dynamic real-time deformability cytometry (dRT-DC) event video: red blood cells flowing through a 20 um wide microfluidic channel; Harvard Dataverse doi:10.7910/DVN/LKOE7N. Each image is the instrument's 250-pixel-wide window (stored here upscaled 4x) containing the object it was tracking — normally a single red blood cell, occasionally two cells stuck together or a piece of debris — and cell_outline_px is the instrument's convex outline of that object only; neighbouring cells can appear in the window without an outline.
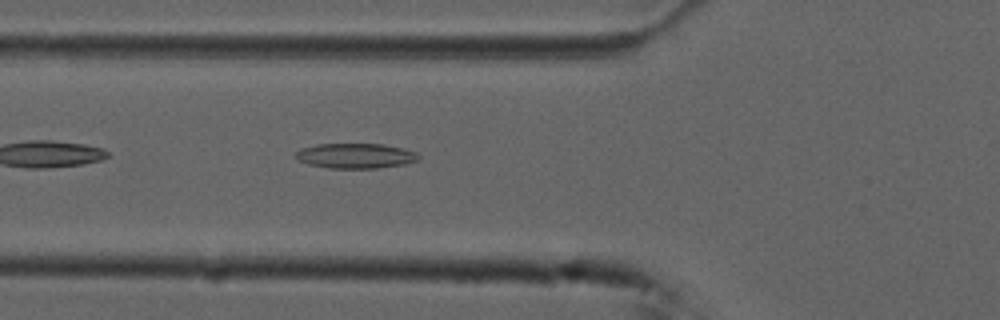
{"species": "common noctule bat (a hibernating species)", "species_latin": "Nyctalus noctula", "temperature_condition": "cold", "stored_images_in_passage": 40, "camera_frame_rate_fps": 3000, "um_per_image_px": 0.085, "animal": {"sex": "male", "forearm_length_mm": 52.5}, "frame": {"image": 1, "passage_image": 5, "time_ms": 1.333, "image_size_px": [1000, 320], "cell_outline_px": [[420, 160], [404, 164], [376, 168], [328, 168], [308, 164], [296, 160], [296, 152], [300, 148], [316, 144], [384, 144], [416, 152], [420, 156]], "centroid_in_image_um": [30.2, 13.24], "position_along_channel_um": 95.6, "area_um2": 17.98}}
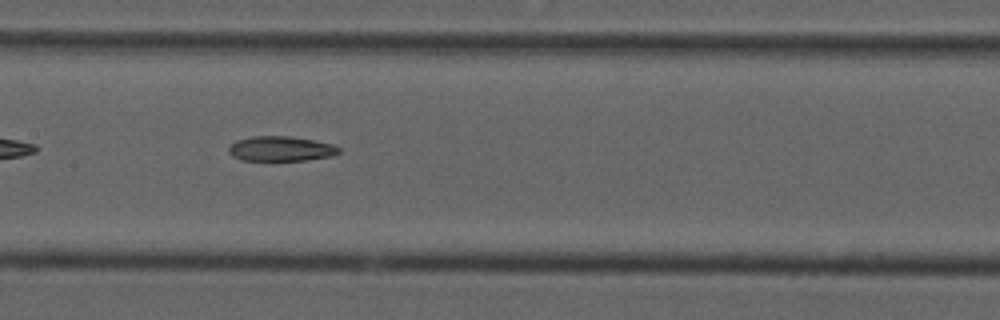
{"frame": {"image": 2, "passage_image": 12, "time_ms": 3.667, "image_size_px": [1000, 320], "cell_outline_px": [[340, 152], [332, 156], [304, 160], [240, 160], [232, 156], [228, 152], [228, 148], [236, 140], [252, 136], [292, 136], [332, 144], [340, 148]], "centroid_in_image_um": [23.85, 12.64], "position_along_channel_um": 183.6, "area_um2": 15.95}}
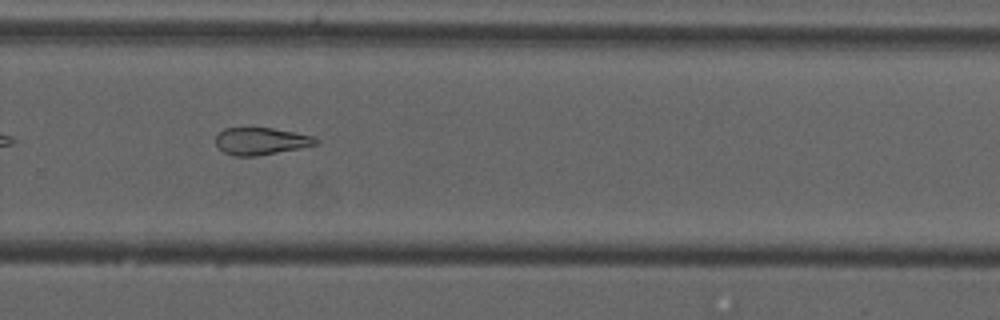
{"frame": {"image": 3, "passage_image": 22, "time_ms": 7.0, "image_size_px": [1000, 320], "cell_outline_px": [[320, 140], [316, 144], [300, 148], [256, 156], [236, 156], [224, 152], [216, 144], [216, 136], [224, 128], [272, 128], [312, 136]], "centroid_in_image_um": [22.17, 12.0], "position_along_channel_um": 307.6, "area_um2": 15.61}}